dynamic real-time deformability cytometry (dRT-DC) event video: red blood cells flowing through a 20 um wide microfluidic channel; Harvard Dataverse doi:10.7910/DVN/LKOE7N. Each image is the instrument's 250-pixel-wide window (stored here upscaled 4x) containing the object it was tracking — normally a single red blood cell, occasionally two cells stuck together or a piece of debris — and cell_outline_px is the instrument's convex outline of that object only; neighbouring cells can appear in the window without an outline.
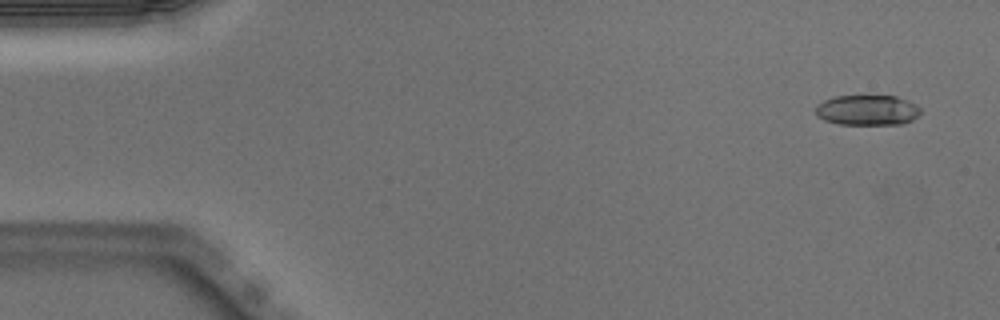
{"species": "Egyptian fruit bat (a non-hibernating species)", "species_latin": "Rousettus aegyptiacus", "temperature_condition": "warm", "stored_images_in_passage": 4, "camera_frame_rate_fps": 3000, "um_per_image_px": 0.085, "animal": {"sex": "male"}, "frame": {"image": 1, "passage_image": 1, "time_ms": 0.0, "image_size_px": [1000, 320], "cell_outline_px": [[920, 112], [912, 120], [904, 124], [836, 124], [824, 120], [816, 116], [816, 104], [824, 100], [836, 96], [896, 96], [916, 104], [920, 108]], "centroid_in_image_um": [73.7, 9.36], "position_along_channel_um": 11.3, "area_um2": 18.55}}